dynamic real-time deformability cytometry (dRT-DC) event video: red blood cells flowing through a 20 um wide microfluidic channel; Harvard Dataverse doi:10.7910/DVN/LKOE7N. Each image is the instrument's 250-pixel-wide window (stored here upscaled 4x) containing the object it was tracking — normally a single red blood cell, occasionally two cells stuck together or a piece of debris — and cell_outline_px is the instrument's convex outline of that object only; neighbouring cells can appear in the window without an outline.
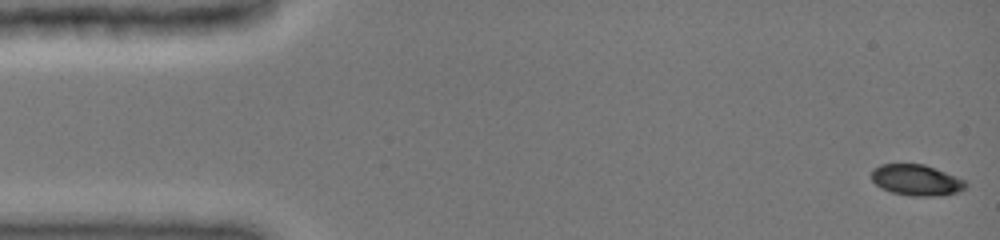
{"species": "common noctule bat (a hibernating species)", "species_latin": "Nyctalus noctula", "temperature_condition": "cold", "stored_images_in_passage": 48, "camera_frame_rate_fps": 3000, "um_per_image_px": 0.085, "animal": {"sex": "female", "body_mass_g": 19.0, "forearm_length_mm": 51.5}, "frame": {"image": 1, "passage_image": 1, "time_ms": 0.0, "image_size_px": [1000, 240], "cell_outline_px": [[968, 184], [960, 192], [936, 196], [912, 196], [892, 192], [880, 188], [872, 180], [872, 168], [880, 164], [924, 164], [956, 176], [964, 180]], "centroid_in_image_um": [77.89, 15.3], "position_along_channel_um": 7.1, "area_um2": 17.05}}
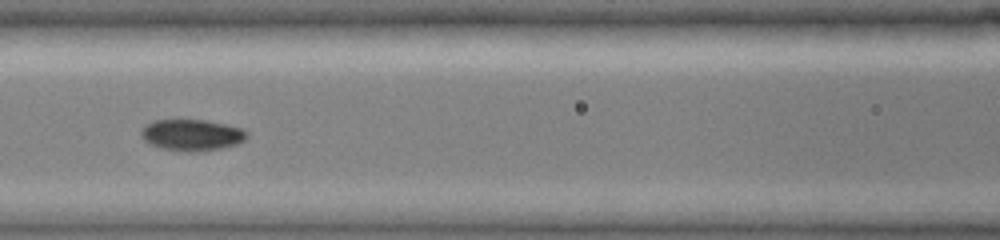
{"frame": {"image": 2, "passage_image": 21, "time_ms": 6.667, "image_size_px": [1000, 240], "cell_outline_px": [[248, 136], [244, 140], [236, 144], [224, 148], [196, 152], [188, 152], [160, 148], [144, 140], [140, 136], [140, 132], [144, 124], [156, 120], [204, 120], [224, 124], [240, 128], [248, 132]], "centroid_in_image_um": [16.28, 11.48], "position_along_channel_um": 150.3, "area_um2": 19.36}}
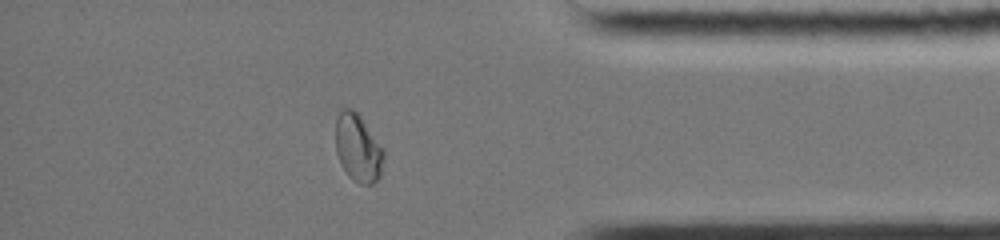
{"frame": {"image": 3, "passage_image": 41, "time_ms": 13.333, "image_size_px": [1000, 240], "cell_outline_px": [[384, 156], [380, 176], [372, 184], [360, 184], [352, 180], [348, 176], [340, 164], [336, 152], [336, 116], [344, 108], [352, 108], [360, 116], [384, 148]], "centroid_in_image_um": [30.43, 12.59], "position_along_channel_um": 404.8, "area_um2": 19.13}, "authors_computed_cell_mechanics": {"area_um2": 18.6116, "velocity_mm_per_s": 3.992, "shape_relaxation_time_tau1_ms": 3.5128, "shape_relaxation_time_tau2_ms": null, "deformation_change_tau1": 0.1448, "deformation_change_tau2": null}}